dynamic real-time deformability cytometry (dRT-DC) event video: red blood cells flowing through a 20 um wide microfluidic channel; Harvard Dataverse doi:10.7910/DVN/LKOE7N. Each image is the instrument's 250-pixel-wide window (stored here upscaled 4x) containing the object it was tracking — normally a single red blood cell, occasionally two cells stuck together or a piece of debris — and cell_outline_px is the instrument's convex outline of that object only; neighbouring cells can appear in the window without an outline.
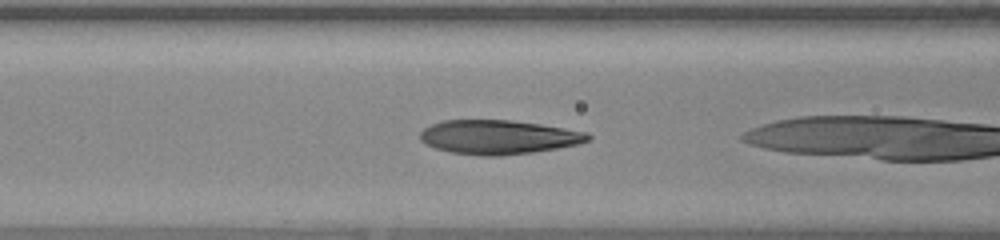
{"species": "human", "species_latin": "Homo sapiens", "temperature_condition": "warm", "stored_images_in_passage": 22, "camera_frame_rate_fps": 3000, "um_per_image_px": 0.085, "donor": {"sex": "female"}, "frame": {"image": 1, "passage_image": 3, "time_ms": 0.667, "image_size_px": [1000, 240], "cell_outline_px": [[592, 136], [588, 140], [580, 144], [532, 152], [500, 156], [480, 156], [452, 152], [436, 148], [420, 140], [420, 132], [424, 128], [440, 120], [512, 120], [540, 124], [588, 132]], "centroid_in_image_um": [42.38, 11.65], "position_along_channel_um": 124.2, "area_um2": 33.35}}
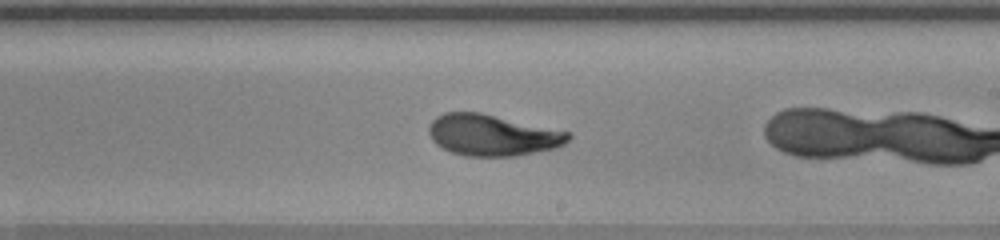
{"frame": {"image": 2, "passage_image": 12, "time_ms": 3.667, "image_size_px": [1000, 240], "cell_outline_px": [[572, 136], [564, 144], [556, 148], [516, 156], [464, 156], [452, 152], [436, 144], [432, 140], [428, 132], [428, 128], [432, 120], [436, 116], [444, 112], [480, 112], [572, 132]], "centroid_in_image_um": [41.87, 11.48], "position_along_channel_um": 247.1, "area_um2": 33.76}}
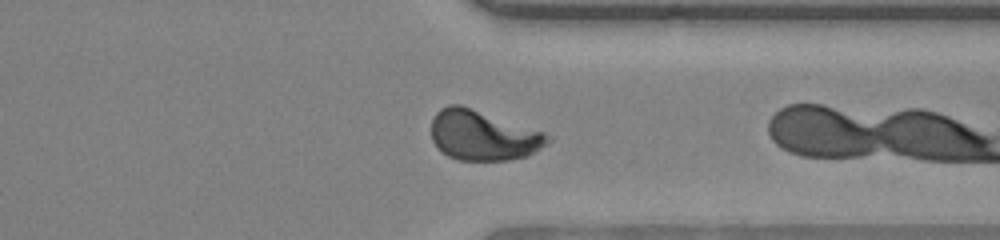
{"frame": {"image": 3, "passage_image": 21, "time_ms": 6.667, "image_size_px": [1000, 240], "cell_outline_px": [[552, 140], [528, 156], [508, 160], [456, 160], [440, 152], [432, 140], [432, 120], [436, 112], [440, 108], [448, 104], [460, 104], [544, 132], [552, 136]], "centroid_in_image_um": [41.04, 11.51], "position_along_channel_um": 370.4, "area_um2": 34.04}}